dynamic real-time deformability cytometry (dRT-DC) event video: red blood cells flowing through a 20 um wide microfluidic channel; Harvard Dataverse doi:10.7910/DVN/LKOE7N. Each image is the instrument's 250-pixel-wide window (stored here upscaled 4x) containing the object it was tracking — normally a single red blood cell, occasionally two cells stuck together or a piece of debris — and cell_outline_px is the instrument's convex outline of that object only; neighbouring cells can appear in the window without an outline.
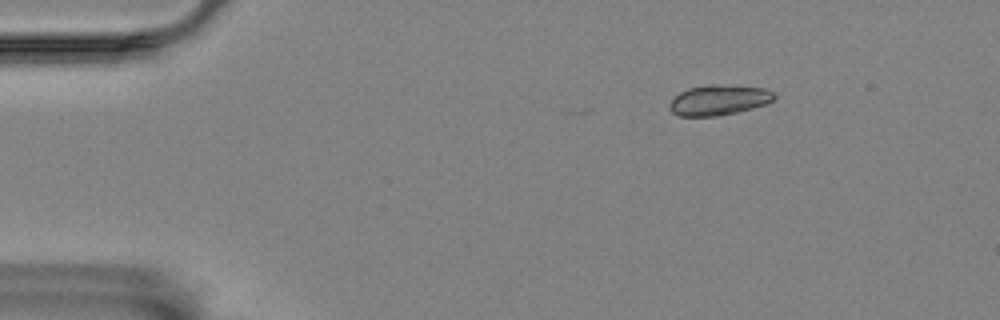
{"species": "Egyptian fruit bat (a non-hibernating species)", "species_latin": "Rousettus aegyptiacus", "temperature_condition": "room temperature", "stored_images_in_passage": 3, "camera_frame_rate_fps": 3000, "um_per_image_px": 0.085, "animal": {"sex": "female"}, "frame": {"image": 1, "passage_image": 1, "time_ms": 0.0, "image_size_px": [1000, 320], "cell_outline_px": [[776, 96], [772, 100], [764, 104], [752, 108], [736, 112], [716, 116], [676, 116], [672, 112], [672, 100], [680, 92], [688, 88], [712, 84], [764, 88], [772, 92]], "centroid_in_image_um": [61.1, 8.5], "position_along_channel_um": 23.9, "area_um2": 18.03}}